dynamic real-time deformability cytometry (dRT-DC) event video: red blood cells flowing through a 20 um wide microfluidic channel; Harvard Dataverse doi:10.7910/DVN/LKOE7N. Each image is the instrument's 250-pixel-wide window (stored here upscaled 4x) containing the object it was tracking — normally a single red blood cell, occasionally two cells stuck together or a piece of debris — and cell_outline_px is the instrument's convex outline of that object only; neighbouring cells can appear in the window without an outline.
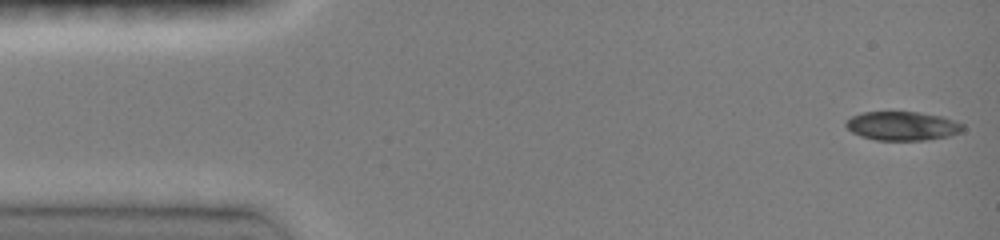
{"species": "common noctule bat (a hibernating species)", "species_latin": "Nyctalus noctula", "temperature_condition": "room temperature", "stored_images_in_passage": 26, "camera_frame_rate_fps": 3000, "um_per_image_px": 0.085, "animal": {"sex": "female", "body_mass_g": 19.0, "forearm_length_mm": 51.5}, "frame": {"image": 1, "passage_image": 1, "time_ms": 0.0, "image_size_px": [1000, 240], "cell_outline_px": [[964, 128], [960, 132], [948, 136], [924, 140], [876, 140], [860, 136], [852, 132], [844, 124], [844, 120], [860, 112], [916, 112], [940, 116], [964, 124]], "centroid_in_image_um": [76.65, 10.7], "position_along_channel_um": 8.4, "area_um2": 19.65}}
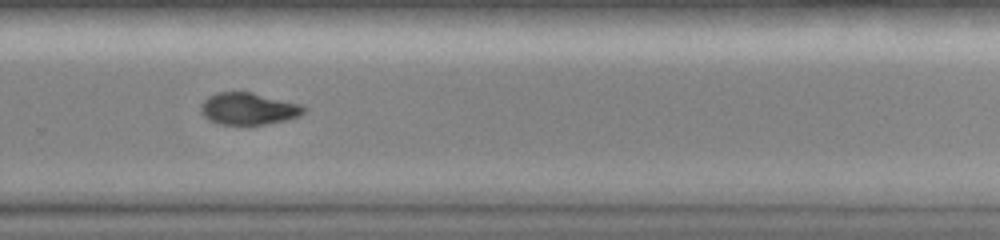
{"frame": {"image": 2, "passage_image": 15, "time_ms": 10.0, "image_size_px": [1000, 240], "cell_outline_px": [[308, 108], [300, 116], [288, 120], [264, 124], [220, 124], [208, 120], [200, 112], [200, 104], [208, 96], [216, 92], [252, 92], [304, 104]], "centroid_in_image_um": [21.15, 9.23], "position_along_channel_um": 308.6, "area_um2": 19.54}}
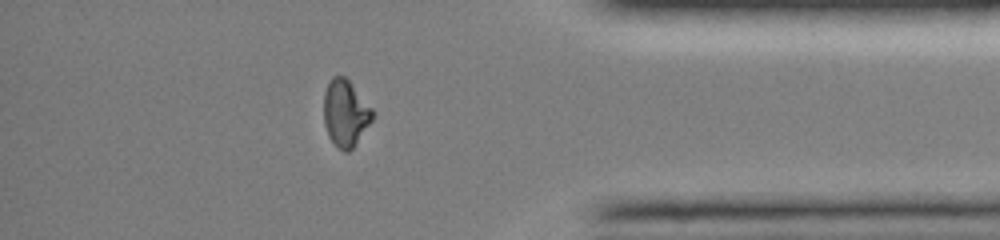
{"frame": {"image": 3, "passage_image": 21, "time_ms": 12.667, "image_size_px": [1000, 240], "cell_outline_px": [[376, 112], [372, 120], [352, 148], [348, 152], [344, 152], [328, 136], [324, 124], [324, 92], [332, 76], [344, 76], [348, 80]], "centroid_in_image_um": [29.36, 9.6], "position_along_channel_um": 405.8, "area_um2": 18.73}, "authors_computed_cell_mechanics": {"area_um2": 19.6231, "velocity_mm_per_s": 4.1639, "shape_relaxation_time_tau1_ms": 5.2015, "shape_relaxation_time_tau2_ms": null, "deformation_change_tau1": 0.1708, "deformation_change_tau2": null}}